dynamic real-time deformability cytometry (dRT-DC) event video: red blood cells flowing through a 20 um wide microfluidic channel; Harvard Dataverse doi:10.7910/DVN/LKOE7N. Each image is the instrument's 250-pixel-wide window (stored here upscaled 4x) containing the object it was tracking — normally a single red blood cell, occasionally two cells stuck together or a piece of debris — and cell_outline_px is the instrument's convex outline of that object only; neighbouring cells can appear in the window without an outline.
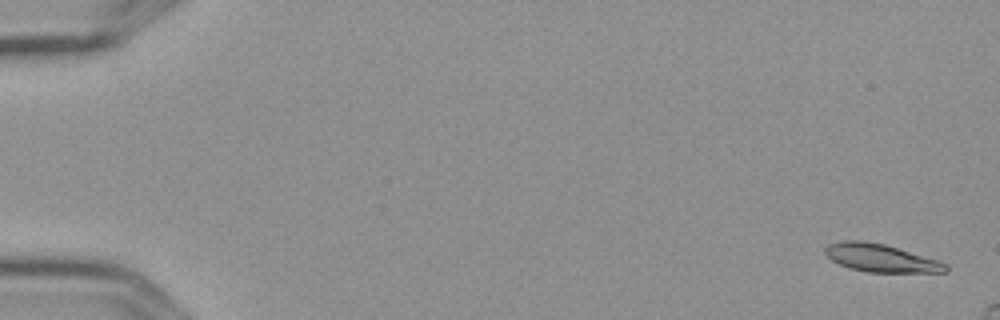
{"species": "Egyptian fruit bat (a non-hibernating species)", "species_latin": "Rousettus aegyptiacus", "temperature_condition": "cold", "stored_images_in_passage": 5, "camera_frame_rate_fps": 3000, "um_per_image_px": 0.085, "frame": {"image": 1, "passage_image": 1, "time_ms": 0.0, "image_size_px": [1000, 320], "cell_outline_px": [[948, 272], [868, 272], [848, 268], [832, 260], [824, 252], [824, 248], [828, 244], [844, 240], [864, 240], [884, 244], [936, 260], [948, 264]], "centroid_in_image_um": [74.83, 21.93], "position_along_channel_um": 10.2, "area_um2": 19.42}}